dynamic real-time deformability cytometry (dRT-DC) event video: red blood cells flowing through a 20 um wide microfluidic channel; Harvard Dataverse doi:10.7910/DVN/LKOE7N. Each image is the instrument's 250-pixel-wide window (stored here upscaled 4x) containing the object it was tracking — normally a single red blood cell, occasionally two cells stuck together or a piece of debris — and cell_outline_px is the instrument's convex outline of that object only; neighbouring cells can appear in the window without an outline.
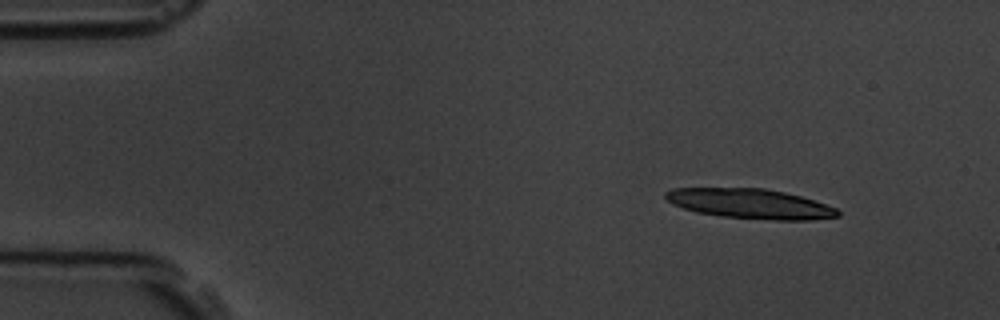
{"species": "common noctule bat (a hibernating species)", "species_latin": "Nyctalus noctula", "temperature_condition": "room temperature", "stored_images_in_passage": 4, "camera_frame_rate_fps": 3000, "um_per_image_px": 0.085, "animal": {"sex": "male", "body_mass_g": 19.5, "forearm_length_mm": 54.6}, "frame": {"image": 1, "passage_image": 1, "time_ms": 0.0, "image_size_px": [1000, 320], "cell_outline_px": [[840, 216], [812, 220], [776, 220], [720, 216], [696, 212], [672, 204], [664, 196], [664, 192], [672, 188], [764, 188], [784, 192], [800, 196], [836, 208], [840, 212]], "centroid_in_image_um": [63.74, 17.31], "position_along_channel_um": 21.3, "area_um2": 29.82}}